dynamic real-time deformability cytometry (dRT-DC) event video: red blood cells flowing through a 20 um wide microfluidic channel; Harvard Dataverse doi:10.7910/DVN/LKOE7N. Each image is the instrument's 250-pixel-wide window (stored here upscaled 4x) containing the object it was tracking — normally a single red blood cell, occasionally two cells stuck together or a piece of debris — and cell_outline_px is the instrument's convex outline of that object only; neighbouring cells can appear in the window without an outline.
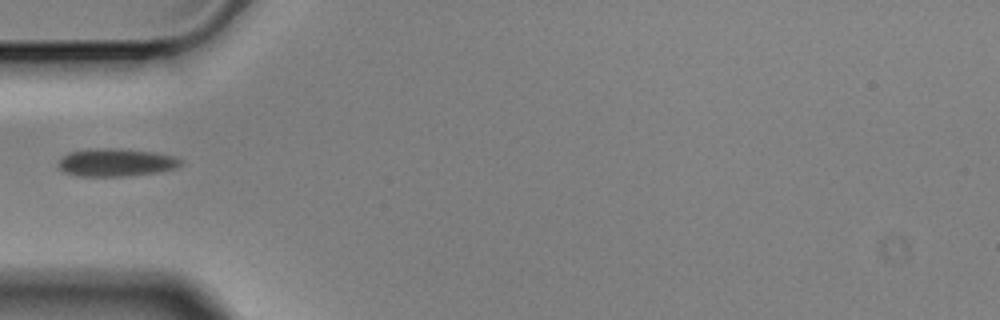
{"species": "Egyptian fruit bat (a non-hibernating species)", "species_latin": "Rousettus aegyptiacus", "temperature_condition": "cold", "stored_images_in_passage": 4, "camera_frame_rate_fps": 3000, "um_per_image_px": 0.085, "animal": {"sex": "male"}, "frame": {"image": 1, "passage_image": 4, "time_ms": 1.0, "image_size_px": [1000, 320], "cell_outline_px": [[184, 160], [176, 168], [160, 172], [128, 176], [80, 176], [64, 172], [60, 168], [60, 160], [68, 152], [152, 152], [172, 156]], "centroid_in_image_um": [9.94, 13.9], "position_along_channel_um": 75.1, "area_um2": 18.21}}